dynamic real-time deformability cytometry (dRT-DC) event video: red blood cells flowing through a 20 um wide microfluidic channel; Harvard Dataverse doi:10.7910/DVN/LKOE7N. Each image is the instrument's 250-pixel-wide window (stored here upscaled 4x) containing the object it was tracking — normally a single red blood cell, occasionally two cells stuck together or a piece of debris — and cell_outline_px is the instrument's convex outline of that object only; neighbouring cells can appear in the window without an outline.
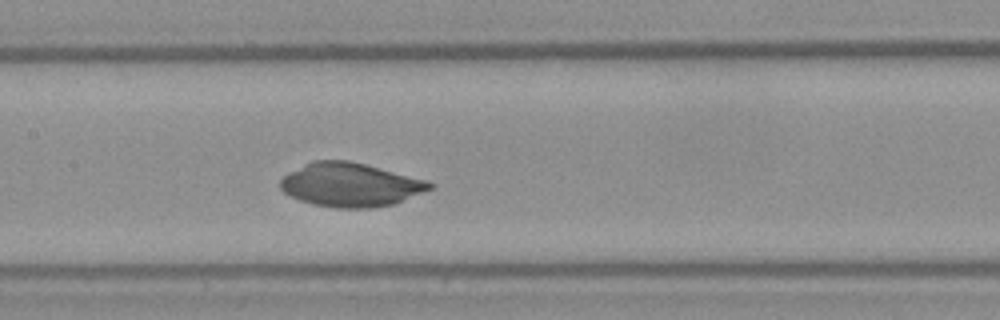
{"species": "Egyptian fruit bat (a non-hibernating species)", "species_latin": "Rousettus aegyptiacus", "temperature_condition": "warm", "stored_images_in_passage": 28, "camera_frame_rate_fps": 3000, "um_per_image_px": 0.085, "frame": {"image": 1, "passage_image": 14, "time_ms": 4.333, "image_size_px": [1000, 320], "cell_outline_px": [[432, 188], [392, 204], [368, 208], [336, 208], [316, 204], [300, 200], [284, 192], [280, 188], [280, 180], [288, 172], [312, 160], [348, 160], [364, 164], [424, 180], [432, 184]], "centroid_in_image_um": [29.71, 15.7], "position_along_channel_um": 177.7, "area_um2": 37.34}}
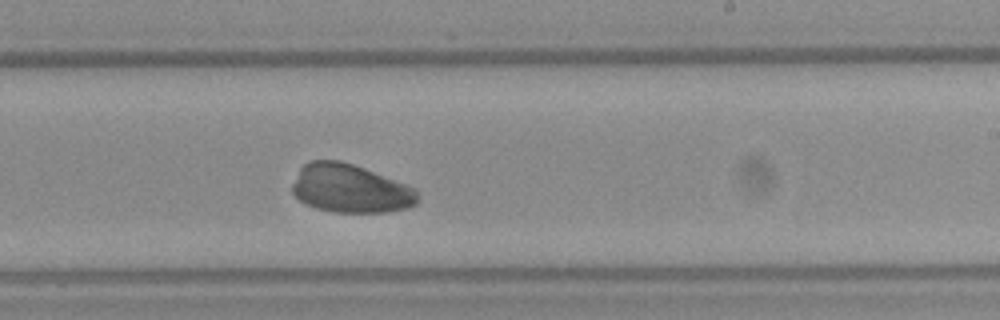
{"frame": {"image": 2, "passage_image": 19, "time_ms": 6.0, "image_size_px": [1000, 320], "cell_outline_px": [[420, 200], [416, 204], [408, 208], [388, 212], [332, 212], [316, 208], [304, 204], [292, 192], [292, 184], [300, 168], [308, 160], [340, 160], [364, 168], [416, 188], [420, 192]], "centroid_in_image_um": [29.8, 16.04], "position_along_channel_um": 259.2, "area_um2": 35.72}}
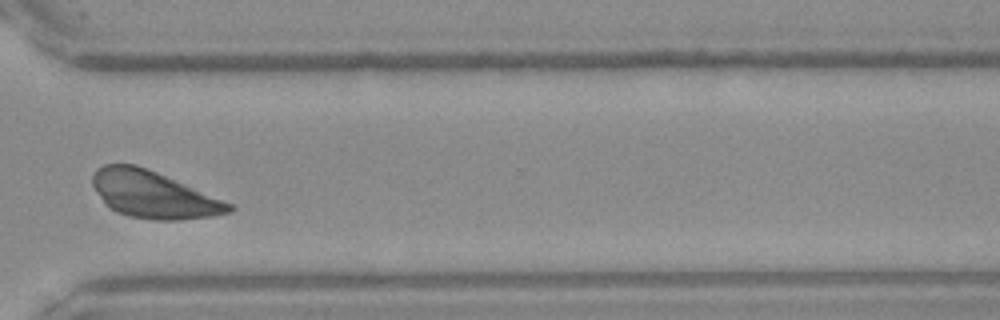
{"frame": {"image": 3, "passage_image": 25, "time_ms": 8.0, "image_size_px": [1000, 320], "cell_outline_px": [[236, 208], [232, 212], [212, 216], [176, 220], [152, 220], [128, 216], [116, 212], [96, 192], [92, 184], [92, 176], [96, 168], [104, 164], [136, 164], [156, 172], [232, 204]], "centroid_in_image_um": [13.02, 16.54], "position_along_channel_um": 357.6, "area_um2": 36.88}}